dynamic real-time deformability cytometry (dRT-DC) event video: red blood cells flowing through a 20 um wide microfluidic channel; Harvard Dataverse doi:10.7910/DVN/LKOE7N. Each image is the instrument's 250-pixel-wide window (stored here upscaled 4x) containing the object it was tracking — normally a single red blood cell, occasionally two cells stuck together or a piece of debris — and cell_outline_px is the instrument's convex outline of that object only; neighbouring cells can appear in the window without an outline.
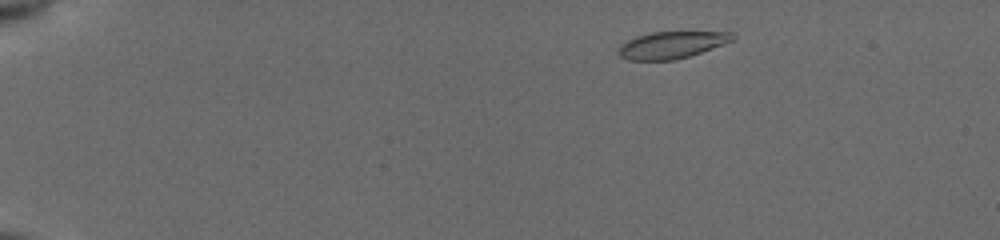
{"species": "common noctule bat (a hibernating species)", "species_latin": "Nyctalus noctula", "temperature_condition": "cold", "stored_images_in_passage": 49, "camera_frame_rate_fps": 3000, "um_per_image_px": 0.085, "animal": {"sex": "female", "body_mass_g": 19.5, "forearm_length_mm": 54.1}, "frame": {"image": 1, "passage_image": 4, "time_ms": 1.0, "image_size_px": [1000, 240], "cell_outline_px": [[736, 40], [688, 56], [672, 60], [628, 60], [620, 56], [620, 44], [636, 36], [652, 32], [732, 32], [736, 36]], "centroid_in_image_um": [57.12, 3.81], "position_along_channel_um": 27.9, "area_um2": 17.74}}
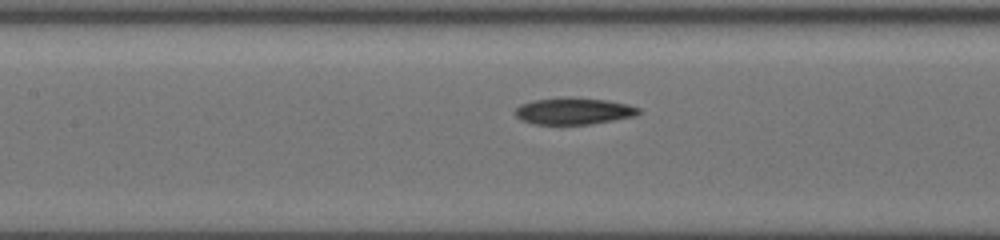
{"frame": {"image": 2, "passage_image": 22, "time_ms": 7.0, "image_size_px": [1000, 240], "cell_outline_px": [[640, 112], [636, 116], [588, 124], [532, 124], [520, 120], [512, 112], [520, 104], [532, 100], [568, 96], [572, 96], [608, 100], [628, 104], [640, 108]], "centroid_in_image_um": [48.72, 9.42], "position_along_channel_um": 158.7, "area_um2": 19.59}}
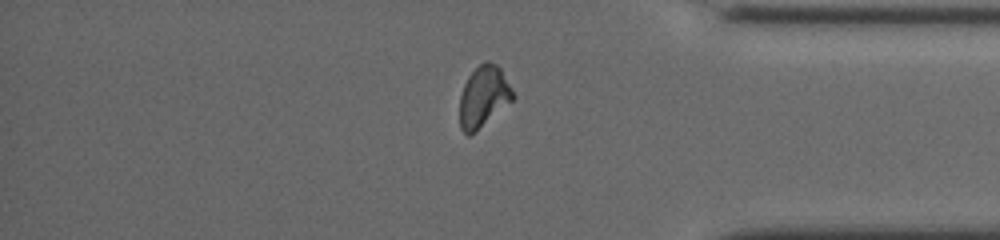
{"frame": {"image": 3, "passage_image": 41, "time_ms": 13.333, "image_size_px": [1000, 240], "cell_outline_px": [[516, 96], [512, 100], [468, 136], [460, 128], [460, 96], [464, 84], [468, 76], [484, 60], [488, 60], [496, 64], [500, 68]], "centroid_in_image_um": [41.09, 8.16], "position_along_channel_um": 394.1, "area_um2": 18.5}, "authors_computed_cell_mechanics": {"area_um2": 19.074, "velocity_mm_per_s": 3.9141, "shape_relaxation_time_tau1_ms": 3.8298, "shape_relaxation_time_tau2_ms": 3.5251, "deformation_change_tau1": 0.1475, "deformation_change_tau2": 0.0854}}